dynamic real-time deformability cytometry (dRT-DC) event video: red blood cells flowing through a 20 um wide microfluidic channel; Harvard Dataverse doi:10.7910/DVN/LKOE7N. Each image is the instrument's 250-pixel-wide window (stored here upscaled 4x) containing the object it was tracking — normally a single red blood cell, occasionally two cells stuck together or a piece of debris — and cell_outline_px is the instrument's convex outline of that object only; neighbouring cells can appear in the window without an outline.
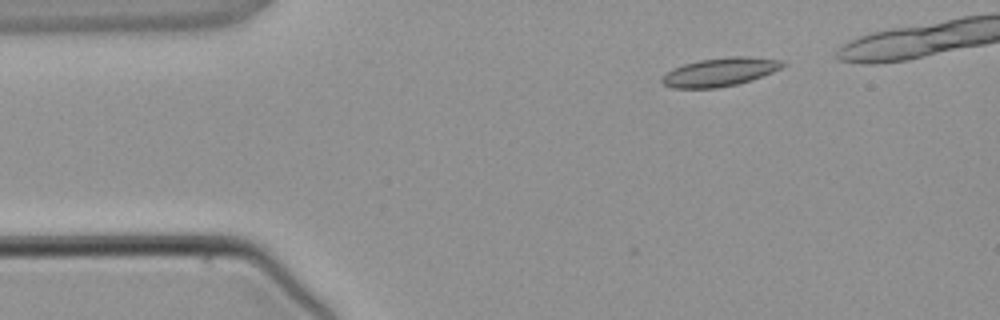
{"species": "common noctule bat (a hibernating species)", "species_latin": "Nyctalus noctula", "temperature_condition": "warm", "stored_images_in_passage": 5, "camera_frame_rate_fps": 3000, "um_per_image_px": 0.085, "animal": {"sex": "male", "body_mass_g": 21.5, "forearm_length_mm": 52.0}, "frame": {"image": 1, "passage_image": 2, "time_ms": 1.333, "image_size_px": [1000, 320], "cell_outline_px": [[788, 64], [772, 72], [752, 80], [736, 84], [716, 88], [672, 88], [664, 84], [660, 80], [660, 76], [672, 68], [684, 64], [700, 60], [728, 56], [748, 56], [784, 60]], "centroid_in_image_um": [61.19, 6.11], "position_along_channel_um": 23.8, "area_um2": 20.23}}